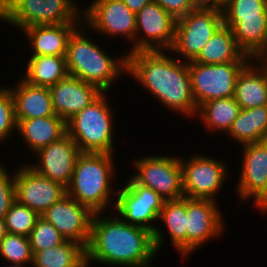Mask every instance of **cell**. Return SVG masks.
<instances>
[{"label":"cell","mask_w":267,"mask_h":267,"mask_svg":"<svg viewBox=\"0 0 267 267\" xmlns=\"http://www.w3.org/2000/svg\"><path fill=\"white\" fill-rule=\"evenodd\" d=\"M250 204L253 205V209L257 210L267 204V182L265 190Z\"/></svg>","instance_id":"39"},{"label":"cell","mask_w":267,"mask_h":267,"mask_svg":"<svg viewBox=\"0 0 267 267\" xmlns=\"http://www.w3.org/2000/svg\"><path fill=\"white\" fill-rule=\"evenodd\" d=\"M20 164L14 169L15 199L20 204L41 215L66 195L63 185L36 173L26 162Z\"/></svg>","instance_id":"15"},{"label":"cell","mask_w":267,"mask_h":267,"mask_svg":"<svg viewBox=\"0 0 267 267\" xmlns=\"http://www.w3.org/2000/svg\"><path fill=\"white\" fill-rule=\"evenodd\" d=\"M81 153L78 145L66 133L59 140L34 153L36 160L34 158L31 162L30 159L25 162L36 173L66 188L70 184L77 158Z\"/></svg>","instance_id":"16"},{"label":"cell","mask_w":267,"mask_h":267,"mask_svg":"<svg viewBox=\"0 0 267 267\" xmlns=\"http://www.w3.org/2000/svg\"><path fill=\"white\" fill-rule=\"evenodd\" d=\"M180 156L182 168V188L184 197L190 199L219 200L228 177V162L217 157L207 156L203 153H192L190 157Z\"/></svg>","instance_id":"7"},{"label":"cell","mask_w":267,"mask_h":267,"mask_svg":"<svg viewBox=\"0 0 267 267\" xmlns=\"http://www.w3.org/2000/svg\"><path fill=\"white\" fill-rule=\"evenodd\" d=\"M135 14L152 0H122Z\"/></svg>","instance_id":"38"},{"label":"cell","mask_w":267,"mask_h":267,"mask_svg":"<svg viewBox=\"0 0 267 267\" xmlns=\"http://www.w3.org/2000/svg\"><path fill=\"white\" fill-rule=\"evenodd\" d=\"M229 135V136H228ZM239 147L267 140V105L241 109L225 135Z\"/></svg>","instance_id":"27"},{"label":"cell","mask_w":267,"mask_h":267,"mask_svg":"<svg viewBox=\"0 0 267 267\" xmlns=\"http://www.w3.org/2000/svg\"><path fill=\"white\" fill-rule=\"evenodd\" d=\"M66 239L60 232L41 216L37 219L35 227L31 230L29 241L32 253L60 245Z\"/></svg>","instance_id":"35"},{"label":"cell","mask_w":267,"mask_h":267,"mask_svg":"<svg viewBox=\"0 0 267 267\" xmlns=\"http://www.w3.org/2000/svg\"><path fill=\"white\" fill-rule=\"evenodd\" d=\"M24 63L19 77L30 85L50 87L69 75L66 56H30Z\"/></svg>","instance_id":"26"},{"label":"cell","mask_w":267,"mask_h":267,"mask_svg":"<svg viewBox=\"0 0 267 267\" xmlns=\"http://www.w3.org/2000/svg\"><path fill=\"white\" fill-rule=\"evenodd\" d=\"M114 213V214H113ZM111 214V215H109ZM94 213L86 265L152 267L157 252L153 233L123 221L115 212ZM152 265V266H151Z\"/></svg>","instance_id":"2"},{"label":"cell","mask_w":267,"mask_h":267,"mask_svg":"<svg viewBox=\"0 0 267 267\" xmlns=\"http://www.w3.org/2000/svg\"><path fill=\"white\" fill-rule=\"evenodd\" d=\"M171 156L150 153L145 157H133L130 176L138 184L154 190L164 200L181 199L184 194L180 156Z\"/></svg>","instance_id":"10"},{"label":"cell","mask_w":267,"mask_h":267,"mask_svg":"<svg viewBox=\"0 0 267 267\" xmlns=\"http://www.w3.org/2000/svg\"><path fill=\"white\" fill-rule=\"evenodd\" d=\"M114 155L117 154L82 152L77 158L66 194L93 213L106 210L109 213L111 208L113 211L119 187Z\"/></svg>","instance_id":"4"},{"label":"cell","mask_w":267,"mask_h":267,"mask_svg":"<svg viewBox=\"0 0 267 267\" xmlns=\"http://www.w3.org/2000/svg\"><path fill=\"white\" fill-rule=\"evenodd\" d=\"M158 221L161 222L156 223L157 226L153 232L156 252L159 253L162 250L168 235L172 248L180 253L183 262V258L187 259V198L165 200ZM162 224L165 228L162 227Z\"/></svg>","instance_id":"19"},{"label":"cell","mask_w":267,"mask_h":267,"mask_svg":"<svg viewBox=\"0 0 267 267\" xmlns=\"http://www.w3.org/2000/svg\"><path fill=\"white\" fill-rule=\"evenodd\" d=\"M55 114L65 122L92 103L102 92L94 85L68 75L49 87Z\"/></svg>","instance_id":"20"},{"label":"cell","mask_w":267,"mask_h":267,"mask_svg":"<svg viewBox=\"0 0 267 267\" xmlns=\"http://www.w3.org/2000/svg\"><path fill=\"white\" fill-rule=\"evenodd\" d=\"M240 111L241 107L233 97L218 98L203 103L198 108L197 118L206 132L225 135Z\"/></svg>","instance_id":"28"},{"label":"cell","mask_w":267,"mask_h":267,"mask_svg":"<svg viewBox=\"0 0 267 267\" xmlns=\"http://www.w3.org/2000/svg\"><path fill=\"white\" fill-rule=\"evenodd\" d=\"M159 4L175 20L187 15L199 5L196 0H152Z\"/></svg>","instance_id":"37"},{"label":"cell","mask_w":267,"mask_h":267,"mask_svg":"<svg viewBox=\"0 0 267 267\" xmlns=\"http://www.w3.org/2000/svg\"><path fill=\"white\" fill-rule=\"evenodd\" d=\"M231 29L238 47L245 55L254 59L267 53V14L241 18Z\"/></svg>","instance_id":"29"},{"label":"cell","mask_w":267,"mask_h":267,"mask_svg":"<svg viewBox=\"0 0 267 267\" xmlns=\"http://www.w3.org/2000/svg\"><path fill=\"white\" fill-rule=\"evenodd\" d=\"M258 211L262 212L267 217V204L258 209Z\"/></svg>","instance_id":"44"},{"label":"cell","mask_w":267,"mask_h":267,"mask_svg":"<svg viewBox=\"0 0 267 267\" xmlns=\"http://www.w3.org/2000/svg\"><path fill=\"white\" fill-rule=\"evenodd\" d=\"M77 1L0 0V22L19 32L33 25L83 23L82 7Z\"/></svg>","instance_id":"6"},{"label":"cell","mask_w":267,"mask_h":267,"mask_svg":"<svg viewBox=\"0 0 267 267\" xmlns=\"http://www.w3.org/2000/svg\"><path fill=\"white\" fill-rule=\"evenodd\" d=\"M40 215L15 200L5 215L7 233L29 237Z\"/></svg>","instance_id":"33"},{"label":"cell","mask_w":267,"mask_h":267,"mask_svg":"<svg viewBox=\"0 0 267 267\" xmlns=\"http://www.w3.org/2000/svg\"><path fill=\"white\" fill-rule=\"evenodd\" d=\"M67 133L66 122L56 114L42 118L21 120L17 124V134L22 138L24 147L36 153L41 148L59 140ZM29 148V149H28Z\"/></svg>","instance_id":"23"},{"label":"cell","mask_w":267,"mask_h":267,"mask_svg":"<svg viewBox=\"0 0 267 267\" xmlns=\"http://www.w3.org/2000/svg\"><path fill=\"white\" fill-rule=\"evenodd\" d=\"M176 20L159 4L151 2L136 13L135 52L170 51Z\"/></svg>","instance_id":"14"},{"label":"cell","mask_w":267,"mask_h":267,"mask_svg":"<svg viewBox=\"0 0 267 267\" xmlns=\"http://www.w3.org/2000/svg\"><path fill=\"white\" fill-rule=\"evenodd\" d=\"M129 173L120 180L113 212L131 225L143 227L152 233L165 200L151 188L138 184Z\"/></svg>","instance_id":"11"},{"label":"cell","mask_w":267,"mask_h":267,"mask_svg":"<svg viewBox=\"0 0 267 267\" xmlns=\"http://www.w3.org/2000/svg\"><path fill=\"white\" fill-rule=\"evenodd\" d=\"M248 63L201 64L188 61L192 93L197 107L212 99L233 97L237 77Z\"/></svg>","instance_id":"12"},{"label":"cell","mask_w":267,"mask_h":267,"mask_svg":"<svg viewBox=\"0 0 267 267\" xmlns=\"http://www.w3.org/2000/svg\"><path fill=\"white\" fill-rule=\"evenodd\" d=\"M253 60L263 69L267 77V53L258 55Z\"/></svg>","instance_id":"41"},{"label":"cell","mask_w":267,"mask_h":267,"mask_svg":"<svg viewBox=\"0 0 267 267\" xmlns=\"http://www.w3.org/2000/svg\"><path fill=\"white\" fill-rule=\"evenodd\" d=\"M94 213L69 195L63 196L40 216L51 223L66 240L88 247Z\"/></svg>","instance_id":"17"},{"label":"cell","mask_w":267,"mask_h":267,"mask_svg":"<svg viewBox=\"0 0 267 267\" xmlns=\"http://www.w3.org/2000/svg\"><path fill=\"white\" fill-rule=\"evenodd\" d=\"M33 267H87L86 248L80 243L65 240L58 246L33 254Z\"/></svg>","instance_id":"30"},{"label":"cell","mask_w":267,"mask_h":267,"mask_svg":"<svg viewBox=\"0 0 267 267\" xmlns=\"http://www.w3.org/2000/svg\"><path fill=\"white\" fill-rule=\"evenodd\" d=\"M233 98L241 109L267 105V77L253 59L238 75Z\"/></svg>","instance_id":"24"},{"label":"cell","mask_w":267,"mask_h":267,"mask_svg":"<svg viewBox=\"0 0 267 267\" xmlns=\"http://www.w3.org/2000/svg\"><path fill=\"white\" fill-rule=\"evenodd\" d=\"M91 34L93 36V32L82 23L70 36L66 54L67 70L69 75L96 86L101 92H110L114 84L126 76L127 53L124 50L119 57L107 53L99 40L97 43V39H91Z\"/></svg>","instance_id":"3"},{"label":"cell","mask_w":267,"mask_h":267,"mask_svg":"<svg viewBox=\"0 0 267 267\" xmlns=\"http://www.w3.org/2000/svg\"><path fill=\"white\" fill-rule=\"evenodd\" d=\"M8 263L28 264L33 262L29 237L7 233L0 242V258Z\"/></svg>","instance_id":"32"},{"label":"cell","mask_w":267,"mask_h":267,"mask_svg":"<svg viewBox=\"0 0 267 267\" xmlns=\"http://www.w3.org/2000/svg\"><path fill=\"white\" fill-rule=\"evenodd\" d=\"M221 9L224 25L232 28L241 18L267 14V0H227Z\"/></svg>","instance_id":"31"},{"label":"cell","mask_w":267,"mask_h":267,"mask_svg":"<svg viewBox=\"0 0 267 267\" xmlns=\"http://www.w3.org/2000/svg\"><path fill=\"white\" fill-rule=\"evenodd\" d=\"M126 75L156 98L168 112L196 118L198 107L192 93L187 61L180 60L170 51H137L127 54Z\"/></svg>","instance_id":"1"},{"label":"cell","mask_w":267,"mask_h":267,"mask_svg":"<svg viewBox=\"0 0 267 267\" xmlns=\"http://www.w3.org/2000/svg\"><path fill=\"white\" fill-rule=\"evenodd\" d=\"M4 161H0V218H5L15 199L14 168L8 169Z\"/></svg>","instance_id":"36"},{"label":"cell","mask_w":267,"mask_h":267,"mask_svg":"<svg viewBox=\"0 0 267 267\" xmlns=\"http://www.w3.org/2000/svg\"><path fill=\"white\" fill-rule=\"evenodd\" d=\"M6 234H7V230H6V225H5V219L0 218V242Z\"/></svg>","instance_id":"42"},{"label":"cell","mask_w":267,"mask_h":267,"mask_svg":"<svg viewBox=\"0 0 267 267\" xmlns=\"http://www.w3.org/2000/svg\"><path fill=\"white\" fill-rule=\"evenodd\" d=\"M17 79L15 86H8L14 100L17 124L21 120L55 115L49 87L30 85L21 77Z\"/></svg>","instance_id":"22"},{"label":"cell","mask_w":267,"mask_h":267,"mask_svg":"<svg viewBox=\"0 0 267 267\" xmlns=\"http://www.w3.org/2000/svg\"><path fill=\"white\" fill-rule=\"evenodd\" d=\"M223 24L220 7L198 6L176 20L175 40L170 52L182 61L194 60Z\"/></svg>","instance_id":"8"},{"label":"cell","mask_w":267,"mask_h":267,"mask_svg":"<svg viewBox=\"0 0 267 267\" xmlns=\"http://www.w3.org/2000/svg\"><path fill=\"white\" fill-rule=\"evenodd\" d=\"M199 6H216L222 7L227 0H196Z\"/></svg>","instance_id":"40"},{"label":"cell","mask_w":267,"mask_h":267,"mask_svg":"<svg viewBox=\"0 0 267 267\" xmlns=\"http://www.w3.org/2000/svg\"><path fill=\"white\" fill-rule=\"evenodd\" d=\"M82 18L101 39L123 38L130 44L127 54L135 52L136 14L122 0H90L82 9Z\"/></svg>","instance_id":"9"},{"label":"cell","mask_w":267,"mask_h":267,"mask_svg":"<svg viewBox=\"0 0 267 267\" xmlns=\"http://www.w3.org/2000/svg\"><path fill=\"white\" fill-rule=\"evenodd\" d=\"M108 94L102 92L92 103L66 122L67 134L81 152H117L114 126L117 113L114 114L115 108L111 106Z\"/></svg>","instance_id":"5"},{"label":"cell","mask_w":267,"mask_h":267,"mask_svg":"<svg viewBox=\"0 0 267 267\" xmlns=\"http://www.w3.org/2000/svg\"><path fill=\"white\" fill-rule=\"evenodd\" d=\"M252 58L238 47L230 27L222 25L193 60L201 64L250 62Z\"/></svg>","instance_id":"25"},{"label":"cell","mask_w":267,"mask_h":267,"mask_svg":"<svg viewBox=\"0 0 267 267\" xmlns=\"http://www.w3.org/2000/svg\"><path fill=\"white\" fill-rule=\"evenodd\" d=\"M241 162L235 195L244 203L254 201L266 188L267 182V140L240 147Z\"/></svg>","instance_id":"18"},{"label":"cell","mask_w":267,"mask_h":267,"mask_svg":"<svg viewBox=\"0 0 267 267\" xmlns=\"http://www.w3.org/2000/svg\"><path fill=\"white\" fill-rule=\"evenodd\" d=\"M32 265V266H31ZM33 267L32 263H28V264H16V263H9L7 265V267Z\"/></svg>","instance_id":"43"},{"label":"cell","mask_w":267,"mask_h":267,"mask_svg":"<svg viewBox=\"0 0 267 267\" xmlns=\"http://www.w3.org/2000/svg\"><path fill=\"white\" fill-rule=\"evenodd\" d=\"M223 216L219 201L187 198V258L209 241L222 238L227 224Z\"/></svg>","instance_id":"13"},{"label":"cell","mask_w":267,"mask_h":267,"mask_svg":"<svg viewBox=\"0 0 267 267\" xmlns=\"http://www.w3.org/2000/svg\"><path fill=\"white\" fill-rule=\"evenodd\" d=\"M14 100L8 85H0V145L17 137ZM14 135V136H13Z\"/></svg>","instance_id":"34"},{"label":"cell","mask_w":267,"mask_h":267,"mask_svg":"<svg viewBox=\"0 0 267 267\" xmlns=\"http://www.w3.org/2000/svg\"><path fill=\"white\" fill-rule=\"evenodd\" d=\"M82 23H65L58 25H33L21 31L29 45L26 56H66L68 41L73 32Z\"/></svg>","instance_id":"21"}]
</instances>
